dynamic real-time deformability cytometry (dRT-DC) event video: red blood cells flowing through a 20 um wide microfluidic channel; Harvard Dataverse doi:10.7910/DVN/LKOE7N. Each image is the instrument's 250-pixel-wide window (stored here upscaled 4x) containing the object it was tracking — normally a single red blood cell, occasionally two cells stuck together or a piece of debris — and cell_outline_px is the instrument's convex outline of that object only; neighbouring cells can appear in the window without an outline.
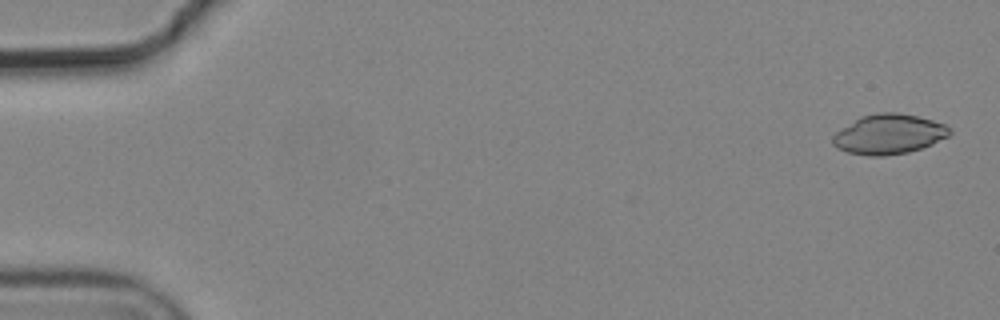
{"species": "common noctule bat (a hibernating species)", "species_latin": "Nyctalus noctula", "temperature_condition": "cold", "stored_images_in_passage": 4, "camera_frame_rate_fps": 3000, "um_per_image_px": 0.085, "animal": {"sex": "male", "body_mass_g": 19.2, "forearm_length_mm": 51.8}, "frame": {"image": 1, "passage_image": 1, "time_ms": 0.0, "image_size_px": [1000, 320], "cell_outline_px": [[952, 132], [948, 136], [932, 144], [908, 152], [884, 156], [868, 156], [848, 152], [836, 148], [832, 144], [832, 136], [836, 132], [860, 116], [880, 112], [896, 112], [916, 116], [932, 120], [944, 124], [952, 128]], "centroid_in_image_um": [75.54, 11.41], "position_along_channel_um": 9.5, "area_um2": 27.17}}